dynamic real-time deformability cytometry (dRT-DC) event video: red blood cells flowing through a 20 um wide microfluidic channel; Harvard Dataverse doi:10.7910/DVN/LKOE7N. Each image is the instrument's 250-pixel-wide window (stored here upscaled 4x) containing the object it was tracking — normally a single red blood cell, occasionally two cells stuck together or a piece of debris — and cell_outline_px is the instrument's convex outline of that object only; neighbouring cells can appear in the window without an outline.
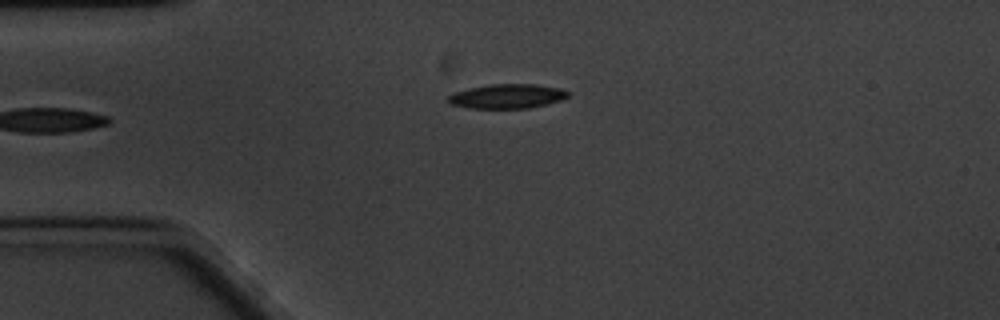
{"species": "common noctule bat (a hibernating species)", "species_latin": "Nyctalus noctula", "temperature_condition": "cold", "stored_images_in_passage": 43, "camera_frame_rate_fps": 3000, "um_per_image_px": 0.085, "animal": {"sex": "male", "body_mass_g": 20.1, "forearm_length_mm": 53.5}, "frame": {"image": 1, "passage_image": 1, "time_ms": 0.0, "image_size_px": [1000, 320], "cell_outline_px": [[568, 96], [560, 100], [548, 104], [528, 108], [468, 108], [452, 104], [448, 100], [448, 96], [452, 92], [468, 88], [488, 84], [536, 84], [560, 88], [568, 92]], "centroid_in_image_um": [43.08, 8.17], "position_along_channel_um": 41.9, "area_um2": 17.05}}
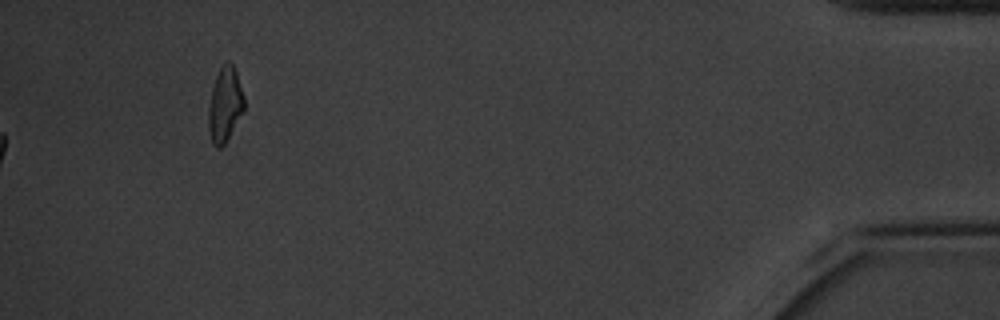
{"frame": {"image": 2, "passage_image": 43, "time_ms": 14.0, "image_size_px": [1000, 320], "cell_outline_px": [[244, 108], [224, 144], [220, 148], [216, 148], [212, 144], [208, 128], [208, 108], [212, 88], [216, 76], [220, 68], [228, 60], [232, 64], [236, 72], [244, 96]], "centroid_in_image_um": [19.09, 8.9], "position_along_channel_um": 416.1, "area_um2": 15.26}, "authors_computed_cell_mechanics": {"area_um2": 16.6464, "velocity_mm_per_s": 3.3101, "shape_relaxation_time_tau1_ms": 3.4982, "shape_relaxation_time_tau2_ms": null, "deformation_change_tau1": 0.1648, "deformation_change_tau2": null}}